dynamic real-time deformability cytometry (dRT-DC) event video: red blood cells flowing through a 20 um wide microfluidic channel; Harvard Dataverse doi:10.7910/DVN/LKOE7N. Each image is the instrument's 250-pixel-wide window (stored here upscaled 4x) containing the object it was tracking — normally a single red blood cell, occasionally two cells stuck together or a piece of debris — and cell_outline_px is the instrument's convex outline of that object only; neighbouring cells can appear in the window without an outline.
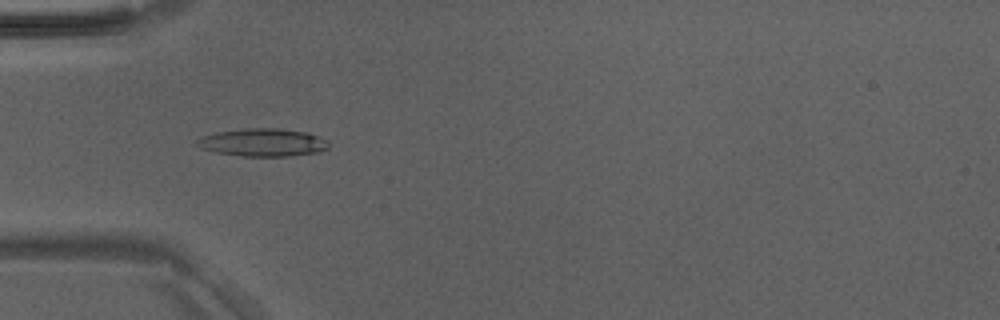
{"species": "Egyptian fruit bat (a non-hibernating species)", "species_latin": "Rousettus aegyptiacus", "temperature_condition": "room temperature", "stored_images_in_passage": 49, "camera_frame_rate_fps": 3000, "um_per_image_px": 0.085, "animal": {"sex": "male"}, "frame": {"image": 1, "passage_image": 16, "time_ms": 5.0, "image_size_px": [1000, 320], "cell_outline_px": [[328, 148], [320, 152], [288, 156], [240, 156], [216, 152], [200, 148], [196, 144], [196, 140], [200, 136], [220, 132], [244, 128], [280, 128], [308, 132], [320, 136], [328, 140]], "centroid_in_image_um": [22.37, 12.1], "position_along_channel_um": 62.6, "area_um2": 21.56}}
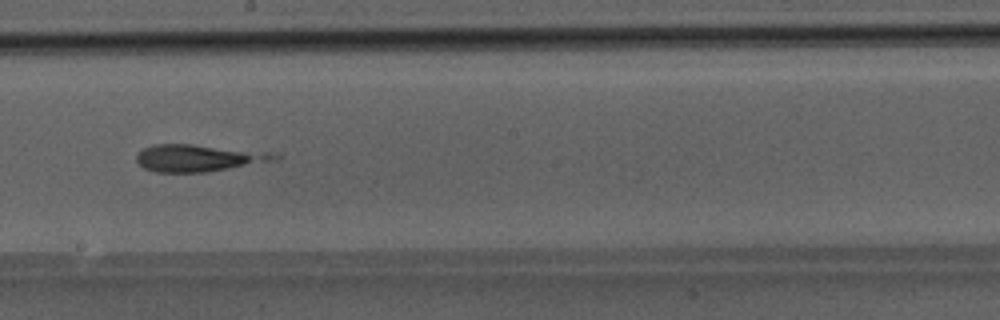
{"frame": {"image": 2, "passage_image": 28, "time_ms": 9.0, "image_size_px": [1000, 320], "cell_outline_px": [[280, 160], [208, 172], [156, 172], [144, 168], [136, 160], [136, 156], [144, 148], [152, 144], [192, 144], [268, 152], [280, 156]], "centroid_in_image_um": [16.89, 13.43], "position_along_channel_um": 231.3, "area_um2": 21.73}}
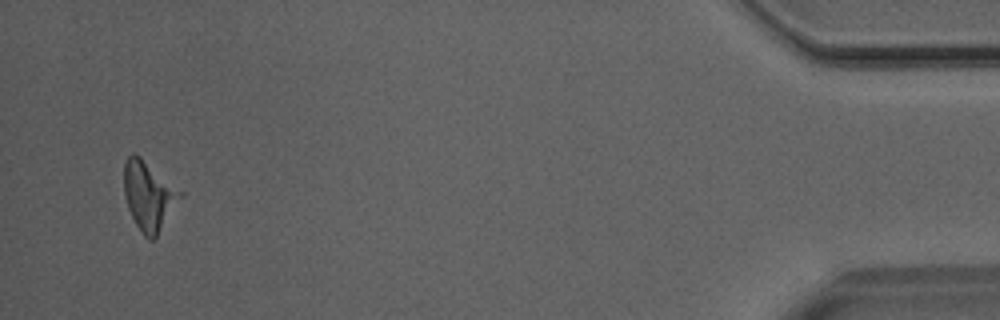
{"frame": {"image": 3, "passage_image": 47, "time_ms": 15.333, "image_size_px": [1000, 320], "cell_outline_px": [[172, 196], [156, 236], [152, 240], [148, 240], [144, 236], [136, 224], [128, 208], [124, 196], [124, 160], [132, 152], [140, 156], [172, 192]], "centroid_in_image_um": [12.33, 16.62], "position_along_channel_um": 422.9, "area_um2": 19.13}}